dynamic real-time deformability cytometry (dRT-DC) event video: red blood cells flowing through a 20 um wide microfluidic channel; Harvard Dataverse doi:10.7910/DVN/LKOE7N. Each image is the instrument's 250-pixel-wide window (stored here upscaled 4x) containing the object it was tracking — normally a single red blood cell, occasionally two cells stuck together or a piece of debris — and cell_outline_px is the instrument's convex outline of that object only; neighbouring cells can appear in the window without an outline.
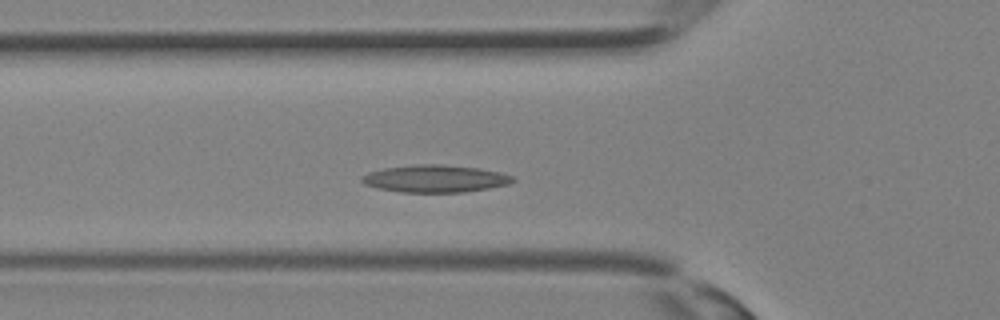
{"species": "Egyptian fruit bat (a non-hibernating species)", "species_latin": "Rousettus aegyptiacus", "temperature_condition": "room temperature", "stored_images_in_passage": 19, "camera_frame_rate_fps": 3000, "um_per_image_px": 0.085, "animal": {"sex": "female"}, "frame": {"image": 1, "passage_image": 2, "time_ms": 0.333, "image_size_px": [1000, 320], "cell_outline_px": [[516, 180], [508, 184], [488, 188], [464, 192], [400, 192], [376, 188], [364, 184], [360, 180], [360, 176], [368, 172], [384, 168], [412, 164], [444, 164], [480, 168], [500, 172], [512, 176]], "centroid_in_image_um": [36.95, 15.17], "position_along_channel_um": 88.9, "area_um2": 24.28}}
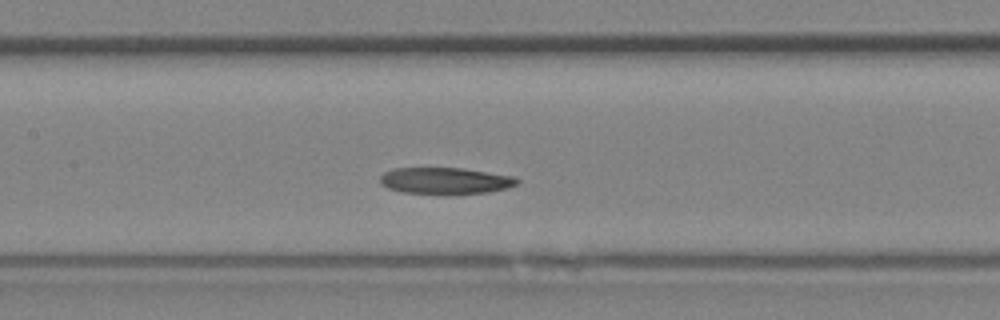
{"frame": {"image": 2, "passage_image": 6, "time_ms": 1.667, "image_size_px": [1000, 320], "cell_outline_px": [[520, 180], [516, 184], [508, 188], [488, 192], [456, 196], [444, 196], [400, 192], [388, 188], [380, 184], [380, 176], [384, 172], [392, 168], [460, 168], [516, 176]], "centroid_in_image_um": [37.84, 15.4], "position_along_channel_um": 169.6, "area_um2": 22.08}}
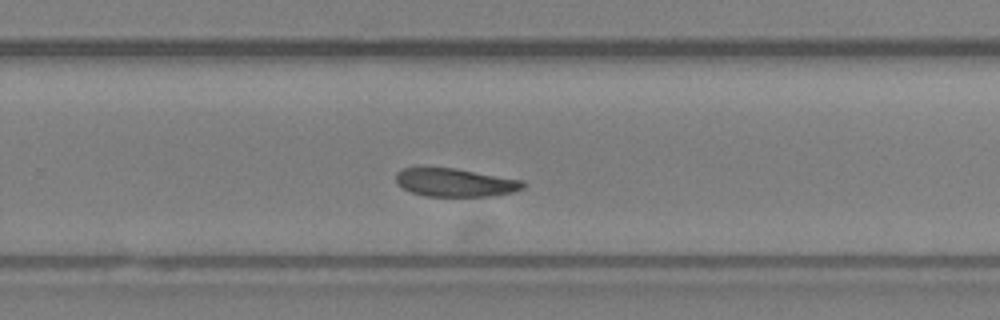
{"frame": {"image": 3, "passage_image": 12, "time_ms": 3.667, "image_size_px": [1000, 320], "cell_outline_px": [[524, 188], [512, 192], [492, 196], [424, 196], [412, 192], [396, 184], [396, 172], [400, 168], [456, 168], [524, 180]], "centroid_in_image_um": [38.69, 15.51], "position_along_channel_um": 291.1, "area_um2": 20.98}}